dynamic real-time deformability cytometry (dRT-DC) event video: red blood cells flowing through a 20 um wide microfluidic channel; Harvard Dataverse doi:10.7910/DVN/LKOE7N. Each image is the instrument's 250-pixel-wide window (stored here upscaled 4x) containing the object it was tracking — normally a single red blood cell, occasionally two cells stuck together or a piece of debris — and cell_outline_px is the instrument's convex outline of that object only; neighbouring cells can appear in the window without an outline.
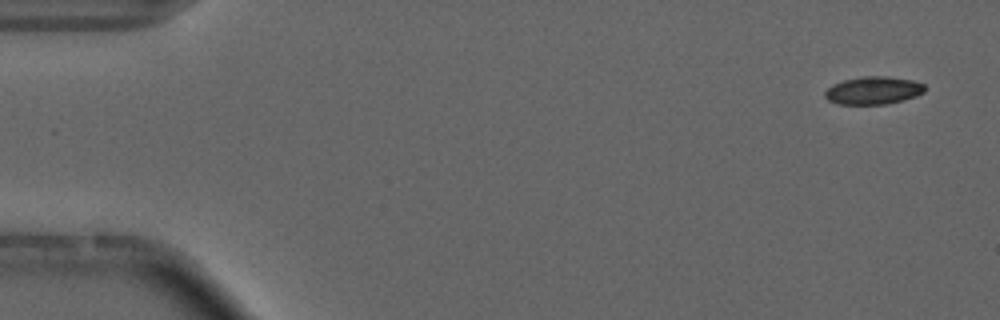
{"species": "common noctule bat (a hibernating species)", "species_latin": "Nyctalus noctula", "temperature_condition": "cold", "stored_images_in_passage": 5, "camera_frame_rate_fps": 3000, "um_per_image_px": 0.085, "animal": {"sex": "male", "forearm_length_mm": 52.5}, "frame": {"image": 1, "passage_image": 1, "time_ms": 0.0, "image_size_px": [1000, 320], "cell_outline_px": [[924, 92], [916, 96], [904, 100], [884, 104], [836, 104], [828, 100], [824, 96], [824, 92], [832, 84], [844, 80], [864, 76], [888, 76], [912, 80], [924, 84]], "centroid_in_image_um": [74.21, 7.69], "position_along_channel_um": 10.8, "area_um2": 16.18}}
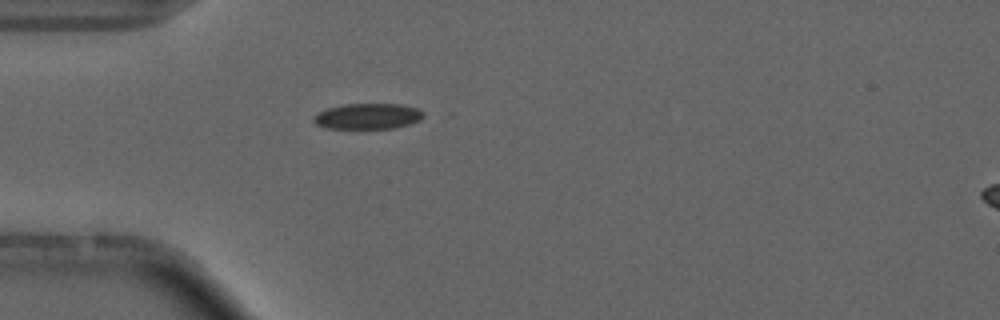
{"frame": {"image": 2, "passage_image": 4, "time_ms": 4.333, "image_size_px": [1000, 320], "cell_outline_px": [[424, 116], [420, 120], [412, 124], [396, 128], [324, 128], [316, 124], [312, 120], [320, 112], [328, 108], [344, 104], [400, 104], [416, 108], [424, 112]], "centroid_in_image_um": [31.31, 9.88], "position_along_channel_um": 53.7, "area_um2": 16.42}}